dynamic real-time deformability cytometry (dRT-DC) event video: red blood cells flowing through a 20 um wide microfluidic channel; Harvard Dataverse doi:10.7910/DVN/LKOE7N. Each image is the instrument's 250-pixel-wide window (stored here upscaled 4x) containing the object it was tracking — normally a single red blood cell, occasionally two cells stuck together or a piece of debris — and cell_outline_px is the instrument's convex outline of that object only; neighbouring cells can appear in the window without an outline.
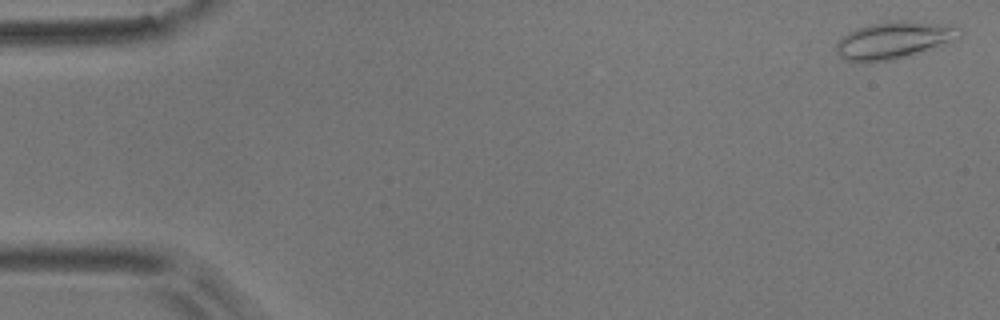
{"species": "common noctule bat (a hibernating species)", "species_latin": "Nyctalus noctula", "temperature_condition": "room temperature", "stored_images_in_passage": 14, "camera_frame_rate_fps": 3000, "um_per_image_px": 0.085, "animal": {"sex": "male", "body_mass_g": 17.9}, "frame": {"image": 1, "passage_image": 1, "time_ms": 0.0, "image_size_px": [1000, 320], "cell_outline_px": [[964, 32], [960, 36], [952, 40], [920, 52], [892, 60], [868, 64], [844, 60], [836, 52], [836, 44], [840, 36], [856, 28], [888, 20], [904, 20], [944, 24], [960, 28]], "centroid_in_image_um": [75.9, 3.42], "position_along_channel_um": 9.1, "area_um2": 26.93}}